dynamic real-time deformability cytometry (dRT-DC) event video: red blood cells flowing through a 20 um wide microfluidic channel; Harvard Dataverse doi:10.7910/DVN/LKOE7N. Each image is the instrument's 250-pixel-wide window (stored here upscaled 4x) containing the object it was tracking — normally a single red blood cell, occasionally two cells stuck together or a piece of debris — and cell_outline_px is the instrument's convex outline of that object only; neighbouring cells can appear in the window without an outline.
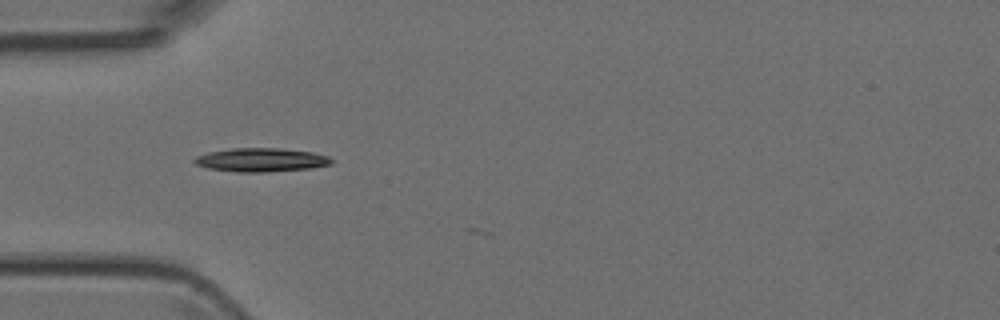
{"species": "Egyptian fruit bat (a non-hibernating species)", "species_latin": "Rousettus aegyptiacus", "temperature_condition": "room temperature", "stored_images_in_passage": 7, "segment_of_instrument_passage": [2, 2], "camera_frame_rate_fps": 3000, "um_per_image_px": 0.085, "animal": {"sex": "female"}, "frame": {"image": 1, "passage_image": 4, "time_ms": 4.333, "image_size_px": [1000, 320], "cell_outline_px": [[332, 164], [312, 168], [268, 172], [236, 172], [208, 168], [196, 164], [192, 160], [196, 156], [208, 152], [232, 148], [280, 148], [312, 152], [328, 156], [332, 160]], "centroid_in_image_um": [22.19, 13.59], "position_along_channel_um": 62.8, "area_um2": 18.96}}
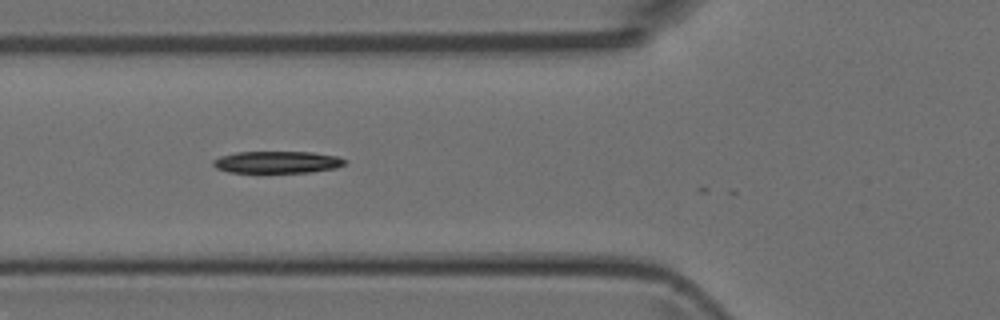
{"frame": {"image": 2, "passage_image": 5, "time_ms": 5.333, "image_size_px": [1000, 320], "cell_outline_px": [[344, 164], [336, 168], [308, 172], [228, 172], [216, 168], [212, 164], [212, 160], [220, 156], [236, 152], [312, 152], [336, 156], [344, 160]], "centroid_in_image_um": [23.5, 13.78], "position_along_channel_um": 102.3, "area_um2": 16.7}}
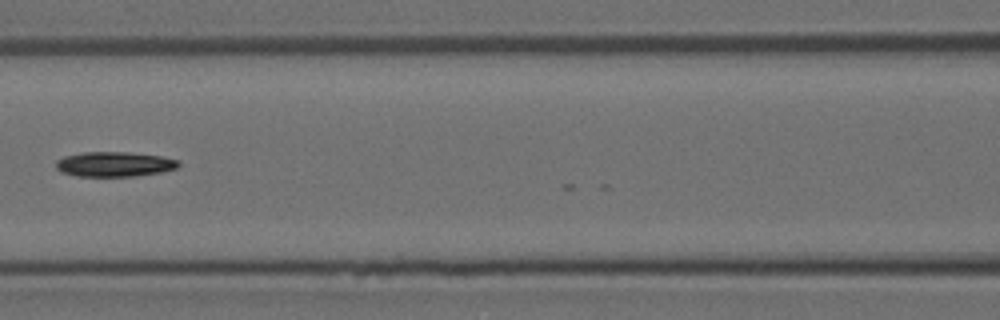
{"frame": {"image": 3, "passage_image": 6, "time_ms": 6.667, "image_size_px": [1000, 320], "cell_outline_px": [[180, 164], [176, 168], [160, 172], [136, 176], [76, 176], [60, 172], [56, 168], [56, 160], [64, 156], [80, 152], [128, 152], [160, 156], [180, 160]], "centroid_in_image_um": [9.69, 13.95], "position_along_channel_um": 156.9, "area_um2": 17.86}}